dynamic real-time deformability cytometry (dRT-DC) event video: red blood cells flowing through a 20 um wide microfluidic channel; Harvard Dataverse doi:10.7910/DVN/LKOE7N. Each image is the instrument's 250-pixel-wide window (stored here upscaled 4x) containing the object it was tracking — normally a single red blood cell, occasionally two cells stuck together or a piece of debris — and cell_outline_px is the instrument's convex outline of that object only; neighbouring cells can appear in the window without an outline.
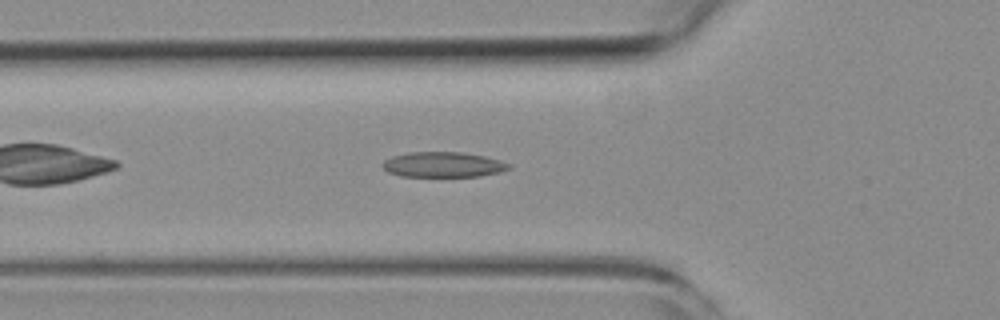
{"species": "common noctule bat (a hibernating species)", "species_latin": "Nyctalus noctula", "temperature_condition": "room temperature", "stored_images_in_passage": 40, "camera_frame_rate_fps": 3000, "um_per_image_px": 0.085, "animal": {"sex": "female", "body_mass_g": 19.3, "forearm_length_mm": 54.1}, "frame": {"image": 1, "passage_image": 6, "time_ms": 1.667, "image_size_px": [1000, 320], "cell_outline_px": [[512, 168], [500, 172], [480, 176], [400, 176], [388, 172], [380, 164], [384, 160], [392, 156], [408, 152], [460, 152], [484, 156], [500, 160], [512, 164]], "centroid_in_image_um": [37.67, 13.99], "position_along_channel_um": 88.1, "area_um2": 18.67}}
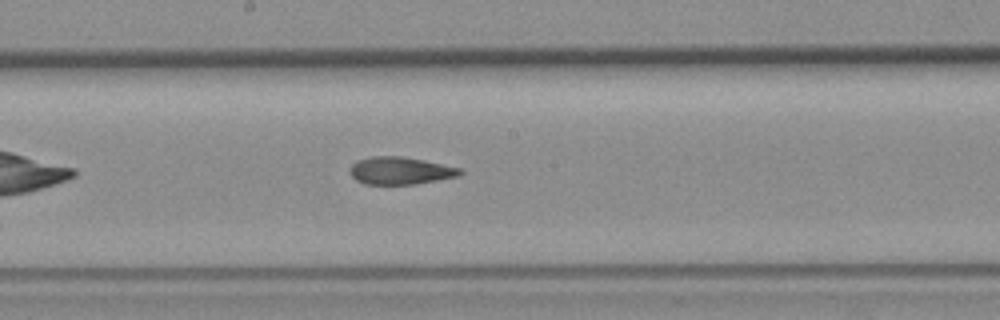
{"frame": {"image": 2, "passage_image": 16, "time_ms": 5.0, "image_size_px": [1000, 320], "cell_outline_px": [[464, 172], [460, 176], [416, 184], [364, 184], [356, 180], [352, 176], [348, 168], [356, 160], [372, 156], [400, 156], [424, 160], [460, 168]], "centroid_in_image_um": [34.01, 14.51], "position_along_channel_um": 214.2, "area_um2": 17.74}}
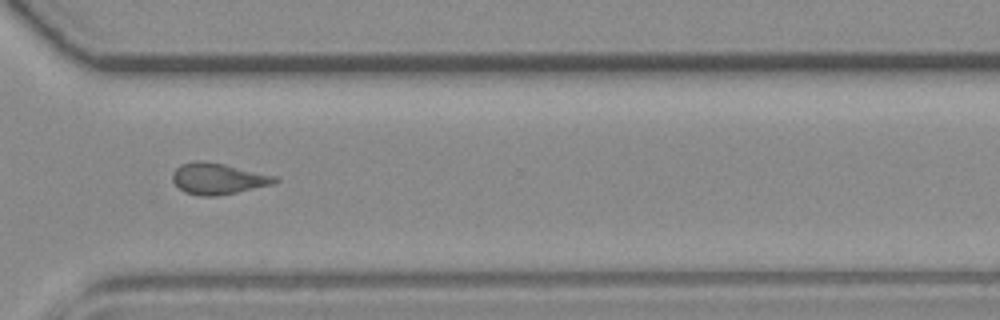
{"frame": {"image": 3, "passage_image": 27, "time_ms": 8.667, "image_size_px": [1000, 320], "cell_outline_px": [[280, 180], [272, 184], [236, 192], [216, 196], [200, 196], [184, 192], [172, 180], [172, 172], [180, 164], [196, 160], [200, 160], [224, 164], [276, 176]], "centroid_in_image_um": [18.5, 15.18], "position_along_channel_um": 352.1, "area_um2": 18.5}, "authors_computed_cell_mechanics": {"area_um2": 18.3515, "velocity_mm_per_s": 3.7694, "shape_relaxation_time_tau1_ms": null, "shape_relaxation_time_tau2_ms": 4.8688, "deformation_change_tau1": null, "deformation_change_tau2": 0.1357}}